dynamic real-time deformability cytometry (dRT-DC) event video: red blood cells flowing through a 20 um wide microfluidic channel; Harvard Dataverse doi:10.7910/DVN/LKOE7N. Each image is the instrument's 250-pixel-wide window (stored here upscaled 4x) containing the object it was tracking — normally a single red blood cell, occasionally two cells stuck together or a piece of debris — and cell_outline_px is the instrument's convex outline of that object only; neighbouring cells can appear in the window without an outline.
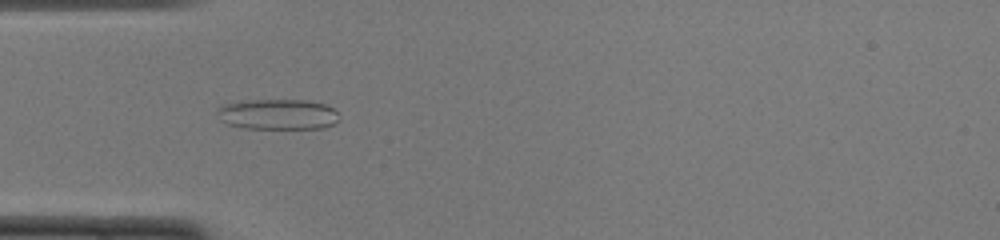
{"species": "common noctule bat (a hibernating species)", "species_latin": "Nyctalus noctula", "temperature_condition": "cold", "stored_images_in_passage": 37, "camera_frame_rate_fps": 3000, "um_per_image_px": 0.085, "animal": {"sex": "female", "body_mass_g": 22.0, "forearm_length_mm": 56.7}, "frame": {"image": 1, "passage_image": 2, "time_ms": 0.333, "image_size_px": [1000, 240], "cell_outline_px": [[340, 116], [332, 124], [324, 128], [244, 128], [228, 124], [220, 120], [216, 112], [216, 108], [220, 104], [252, 100], [308, 100], [324, 104], [332, 108]], "centroid_in_image_um": [23.56, 9.71], "position_along_channel_um": 61.4, "area_um2": 21.68}}
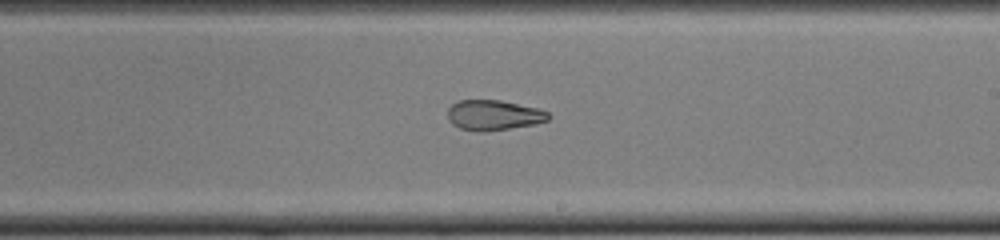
{"frame": {"image": 2, "passage_image": 16, "time_ms": 5.0, "image_size_px": [1000, 240], "cell_outline_px": [[552, 116], [548, 120], [536, 124], [484, 132], [480, 132], [460, 128], [452, 124], [448, 120], [448, 108], [456, 100], [500, 100], [536, 108], [548, 112]], "centroid_in_image_um": [41.95, 9.79], "position_along_channel_um": 247.1, "area_um2": 17.8}}
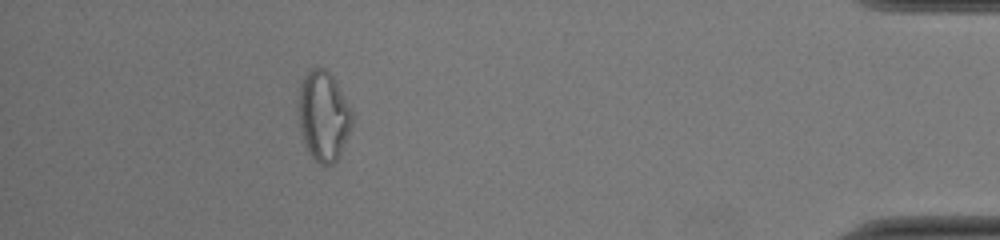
{"frame": {"image": 3, "passage_image": 32, "time_ms": 10.333, "image_size_px": [1000, 240], "cell_outline_px": [[352, 124], [340, 156], [332, 164], [320, 164], [308, 152], [304, 144], [300, 132], [296, 104], [296, 96], [300, 84], [304, 76], [312, 68], [324, 68], [336, 80], [352, 108]], "centroid_in_image_um": [27.46, 9.83], "position_along_channel_um": 407.7, "area_um2": 28.73}, "authors_computed_cell_mechanics": {"area_um2": 20.0566, "velocity_mm_per_s": 4.0167, "shape_relaxation_time_tau1_ms": null, "shape_relaxation_time_tau2_ms": 2.7141, "deformation_change_tau1": null, "deformation_change_tau2": 0.1045}}